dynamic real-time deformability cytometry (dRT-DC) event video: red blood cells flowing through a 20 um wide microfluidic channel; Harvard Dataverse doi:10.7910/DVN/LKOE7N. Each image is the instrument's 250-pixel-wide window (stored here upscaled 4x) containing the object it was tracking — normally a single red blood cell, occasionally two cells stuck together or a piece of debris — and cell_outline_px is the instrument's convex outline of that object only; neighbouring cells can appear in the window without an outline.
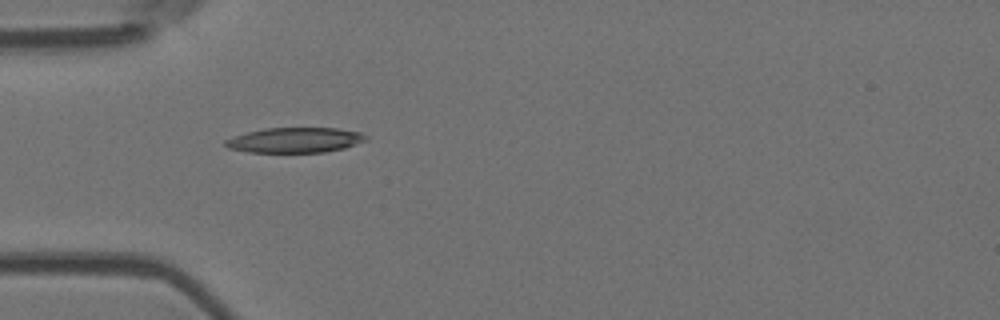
{"species": "Egyptian fruit bat (a non-hibernating species)", "species_latin": "Rousettus aegyptiacus", "temperature_condition": "room temperature", "stored_images_in_passage": 5, "camera_frame_rate_fps": 3000, "um_per_image_px": 0.085, "animal": {"sex": "female"}, "frame": {"image": 1, "passage_image": 1, "time_ms": 0.0, "image_size_px": [1000, 320], "cell_outline_px": [[368, 140], [344, 148], [324, 152], [248, 152], [228, 148], [224, 144], [224, 140], [248, 132], [264, 128], [336, 128], [360, 132], [368, 136]], "centroid_in_image_um": [25.1, 11.91], "position_along_channel_um": 59.9, "area_um2": 20.52}}
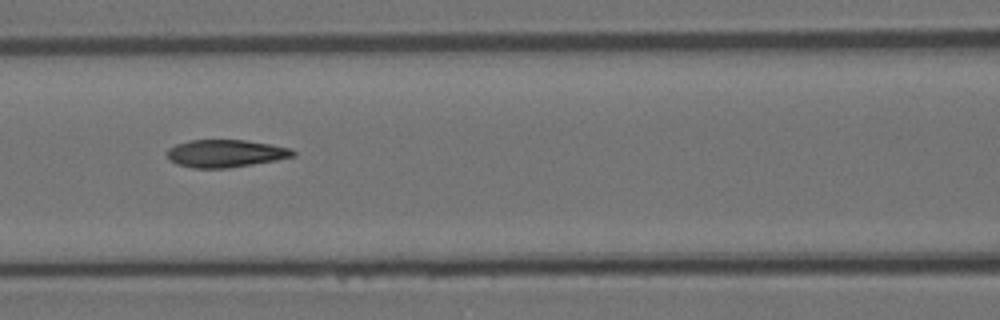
{"frame": {"image": 2, "passage_image": 3, "time_ms": 2.333, "image_size_px": [1000, 320], "cell_outline_px": [[296, 156], [276, 160], [228, 168], [192, 168], [176, 164], [168, 160], [168, 148], [176, 144], [188, 140], [244, 140], [272, 144], [292, 148], [296, 152]], "centroid_in_image_um": [19.18, 13.04], "position_along_channel_um": 147.4, "area_um2": 20.4}}
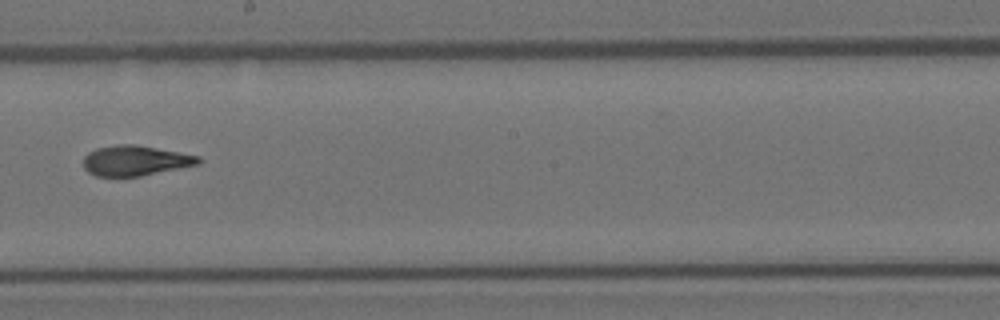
{"frame": {"image": 3, "passage_image": 5, "time_ms": 4.667, "image_size_px": [1000, 320], "cell_outline_px": [[200, 164], [140, 176], [96, 176], [88, 172], [84, 168], [84, 156], [88, 152], [96, 148], [116, 144], [136, 144], [200, 156]], "centroid_in_image_um": [11.48, 13.64], "position_along_channel_um": 236.7, "area_um2": 20.23}}